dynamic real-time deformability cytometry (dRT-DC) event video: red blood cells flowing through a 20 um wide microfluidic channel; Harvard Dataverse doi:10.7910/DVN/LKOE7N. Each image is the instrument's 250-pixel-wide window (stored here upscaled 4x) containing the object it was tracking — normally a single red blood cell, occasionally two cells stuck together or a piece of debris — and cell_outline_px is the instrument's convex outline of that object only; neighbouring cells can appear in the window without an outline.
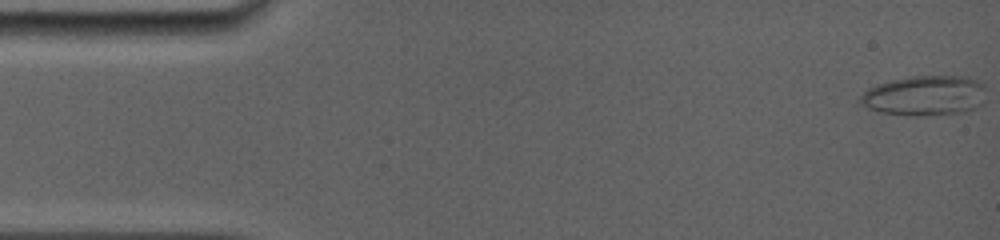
{"species": "common noctule bat (a hibernating species)", "species_latin": "Nyctalus noctula", "temperature_condition": "room temperature", "stored_images_in_passage": 32, "camera_frame_rate_fps": 5000, "um_per_image_px": 0.085, "animal": {"sex": "female", "body_mass_g": 19.0, "forearm_length_mm": 56.7}, "frame": {"image": 1, "passage_image": 1, "time_ms": 0.0, "image_size_px": [1000, 240], "cell_outline_px": [[984, 88], [980, 104], [972, 108], [960, 112], [916, 116], [912, 116], [880, 112], [868, 108], [860, 104], [860, 96], [868, 88], [876, 84], [892, 80], [912, 76], [964, 76], [976, 80], [984, 84]], "centroid_in_image_um": [78.54, 8.12], "position_along_channel_um": 6.5, "area_um2": 28.96}}
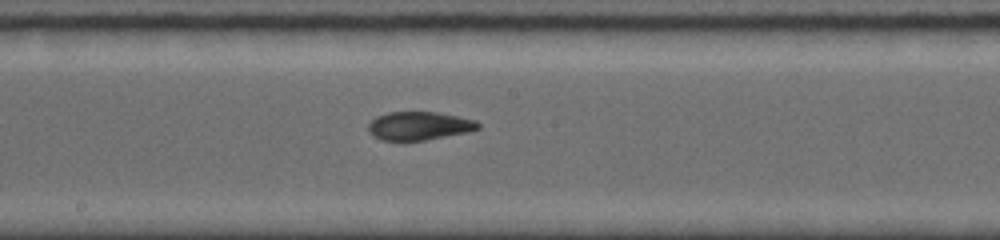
{"frame": {"image": 2, "passage_image": 18, "time_ms": 8.4, "image_size_px": [1000, 240], "cell_outline_px": [[480, 128], [468, 132], [424, 140], [380, 140], [372, 136], [368, 132], [368, 124], [376, 116], [388, 112], [436, 112], [476, 120], [480, 124]], "centroid_in_image_um": [35.6, 10.7], "position_along_channel_um": 212.6, "area_um2": 18.15}}
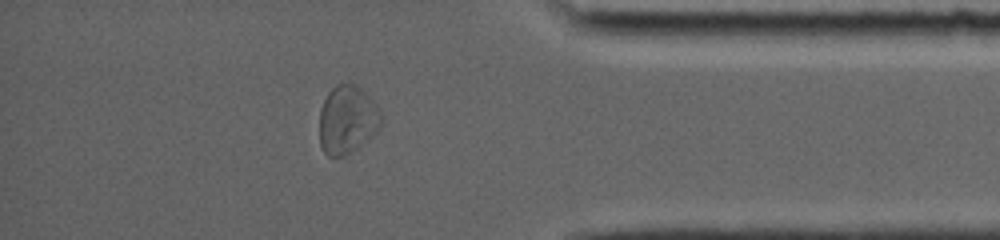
{"frame": {"image": 3, "passage_image": 28, "time_ms": 13.6, "image_size_px": [1000, 240], "cell_outline_px": [[384, 116], [380, 128], [376, 132], [356, 148], [344, 156], [328, 156], [324, 152], [320, 144], [320, 108], [328, 92], [336, 84], [356, 84], [380, 108]], "centroid_in_image_um": [29.53, 10.16], "position_along_channel_um": 405.7, "area_um2": 24.57}, "authors_computed_cell_mechanics": {"area_um2": 20.6635, "velocity_mm_per_s": 3.9395, "shape_relaxation_time_tau1_ms": null, "shape_relaxation_time_tau2_ms": 2.3511, "deformation_change_tau1": null, "deformation_change_tau2": 0.0857}}